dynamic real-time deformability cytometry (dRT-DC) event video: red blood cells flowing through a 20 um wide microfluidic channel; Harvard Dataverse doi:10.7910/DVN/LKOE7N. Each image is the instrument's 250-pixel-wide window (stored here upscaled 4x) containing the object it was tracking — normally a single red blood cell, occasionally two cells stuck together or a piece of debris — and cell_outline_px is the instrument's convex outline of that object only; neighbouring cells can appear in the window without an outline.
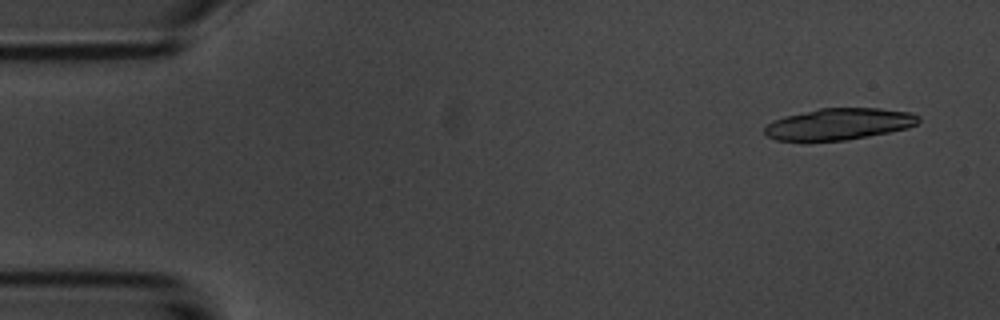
{"species": "common noctule bat (a hibernating species)", "species_latin": "Nyctalus noctula", "temperature_condition": "room temperature", "stored_images_in_passage": 20, "camera_frame_rate_fps": 3000, "um_per_image_px": 0.085, "animal": {"sex": "male", "body_mass_g": 20.1, "forearm_length_mm": 53.5}, "frame": {"image": 1, "passage_image": 3, "time_ms": 0.667, "image_size_px": [1000, 320], "cell_outline_px": [[920, 120], [916, 124], [908, 128], [848, 140], [804, 144], [776, 140], [768, 136], [764, 132], [764, 128], [772, 120], [784, 116], [820, 108], [880, 108], [912, 112], [920, 116]], "centroid_in_image_um": [71.25, 10.58], "position_along_channel_um": 13.7, "area_um2": 29.25}}